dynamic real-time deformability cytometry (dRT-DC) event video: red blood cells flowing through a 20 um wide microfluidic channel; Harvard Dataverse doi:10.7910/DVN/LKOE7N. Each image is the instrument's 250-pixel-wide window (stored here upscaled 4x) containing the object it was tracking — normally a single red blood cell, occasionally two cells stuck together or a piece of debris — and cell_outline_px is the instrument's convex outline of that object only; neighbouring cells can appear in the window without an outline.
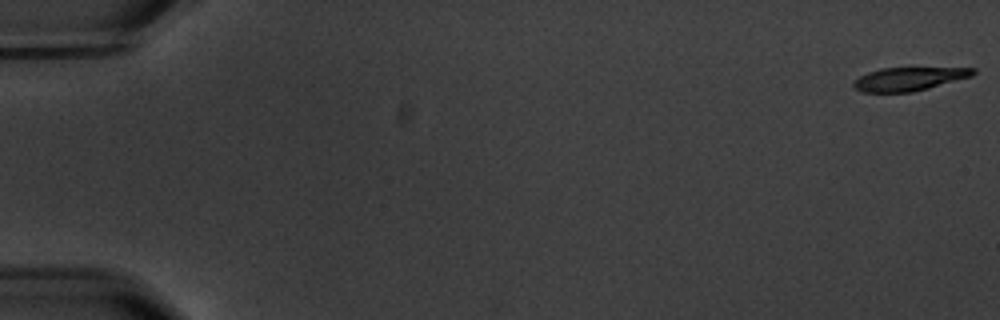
{"species": "common noctule bat (a hibernating species)", "species_latin": "Nyctalus noctula", "temperature_condition": "warm", "stored_images_in_passage": 5, "camera_frame_rate_fps": 3000, "um_per_image_px": 0.085, "animal": {"sex": "male", "body_mass_g": 20.1, "forearm_length_mm": 53.5}, "frame": {"image": 1, "passage_image": 1, "time_ms": 0.0, "image_size_px": [1000, 320], "cell_outline_px": [[976, 72], [972, 76], [928, 88], [912, 92], [864, 92], [856, 88], [852, 84], [860, 76], [868, 72], [880, 68], [976, 68]], "centroid_in_image_um": [77.27, 6.7], "position_along_channel_um": 7.7, "area_um2": 16.07}}
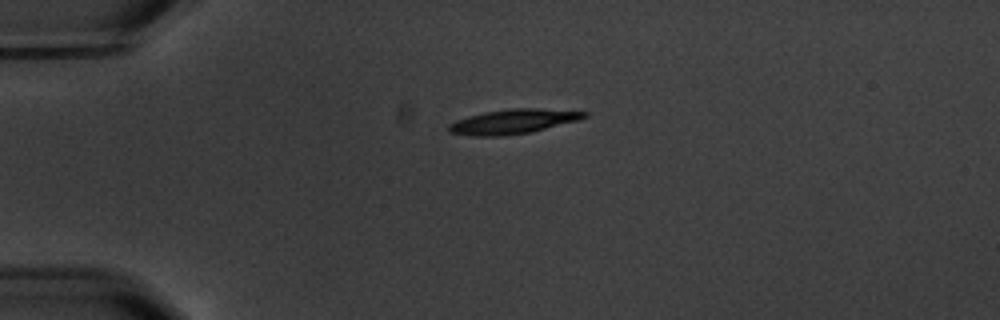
{"frame": {"image": 2, "passage_image": 5, "time_ms": 4.667, "image_size_px": [1000, 320], "cell_outline_px": [[588, 116], [580, 120], [532, 132], [504, 136], [472, 136], [448, 132], [448, 124], [456, 120], [468, 116], [484, 112], [512, 108], [536, 108], [588, 112]], "centroid_in_image_um": [43.62, 10.33], "position_along_channel_um": 41.4, "area_um2": 19.54}}